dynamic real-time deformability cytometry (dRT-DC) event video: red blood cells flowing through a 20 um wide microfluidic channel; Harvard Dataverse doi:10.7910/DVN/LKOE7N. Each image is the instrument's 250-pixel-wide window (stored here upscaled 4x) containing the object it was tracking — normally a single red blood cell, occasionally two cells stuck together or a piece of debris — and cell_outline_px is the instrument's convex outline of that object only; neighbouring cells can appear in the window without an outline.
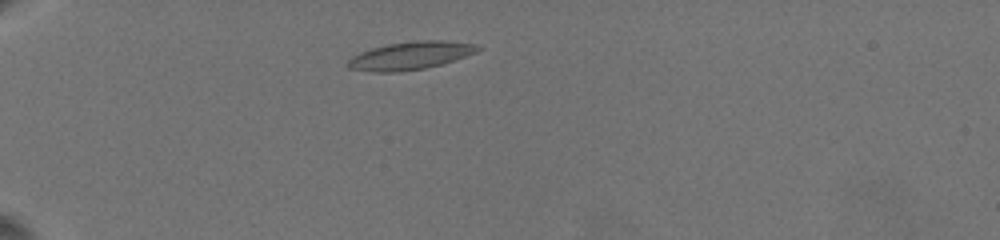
{"species": "common noctule bat (a hibernating species)", "species_latin": "Nyctalus noctula", "temperature_condition": "warm", "stored_images_in_passage": 30, "camera_frame_rate_fps": 3000, "um_per_image_px": 0.085, "animal": {"sex": "female", "body_mass_g": 19.5, "forearm_length_mm": 54.1}, "frame": {"image": 1, "passage_image": 4, "time_ms": 1.667, "image_size_px": [1000, 240], "cell_outline_px": [[480, 48], [476, 52], [440, 64], [424, 68], [396, 72], [372, 72], [348, 68], [344, 64], [352, 56], [360, 52], [372, 48], [388, 44], [420, 40], [444, 40], [480, 44]], "centroid_in_image_um": [34.84, 4.72], "position_along_channel_um": 50.2, "area_um2": 21.04}}
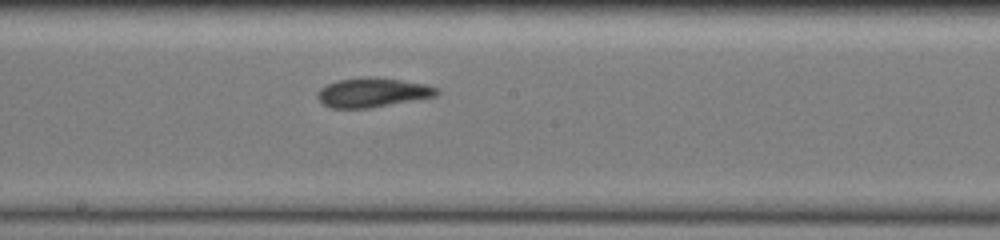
{"frame": {"image": 2, "passage_image": 15, "time_ms": 7.667, "image_size_px": [1000, 240], "cell_outline_px": [[440, 92], [436, 96], [368, 108], [332, 108], [324, 104], [316, 96], [320, 88], [328, 84], [340, 80], [368, 76], [400, 80], [424, 84], [440, 88]], "centroid_in_image_um": [31.68, 7.86], "position_along_channel_um": 216.5, "area_um2": 20.11}}
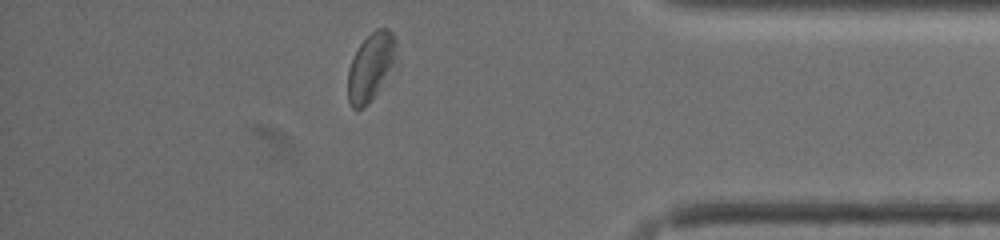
{"frame": {"image": 3, "passage_image": 26, "time_ms": 13.667, "image_size_px": [1000, 240], "cell_outline_px": [[400, 64], [372, 100], [368, 104], [360, 108], [352, 108], [348, 104], [348, 68], [360, 44], [376, 28], [388, 28], [392, 32], [396, 40]], "centroid_in_image_um": [31.62, 5.69], "position_along_channel_um": 403.6, "area_um2": 20.11}, "authors_computed_cell_mechanics": {"area_um2": 20.4323, "velocity_mm_per_s": 3.4655, "shape_relaxation_time_tau1_ms": 4.7356, "shape_relaxation_time_tau2_ms": 2.5756, "deformation_change_tau1": 0.1354, "deformation_change_tau2": 0.0811}}